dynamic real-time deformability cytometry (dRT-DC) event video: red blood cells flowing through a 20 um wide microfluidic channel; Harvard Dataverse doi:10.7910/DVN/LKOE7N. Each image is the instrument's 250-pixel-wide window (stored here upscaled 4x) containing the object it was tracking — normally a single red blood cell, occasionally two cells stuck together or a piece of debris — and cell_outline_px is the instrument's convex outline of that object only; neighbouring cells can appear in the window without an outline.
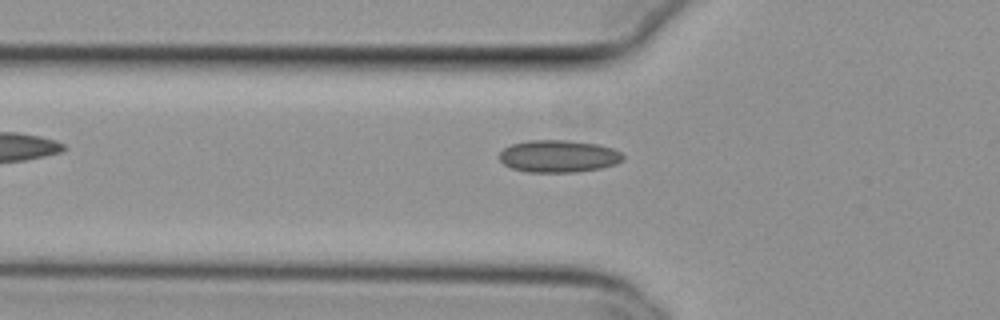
{"species": "common noctule bat (a hibernating species)", "species_latin": "Nyctalus noctula", "temperature_condition": "cold", "stored_images_in_passage": 38, "segment_of_instrument_passage": [1, 2], "camera_frame_rate_fps": 3000, "um_per_image_px": 0.085, "animal": {"sex": "female", "body_mass_g": 29.2, "forearm_length_mm": 56.3}, "frame": {"image": 1, "passage_image": 2, "time_ms": 0.333, "image_size_px": [1000, 320], "cell_outline_px": [[624, 160], [616, 164], [600, 168], [576, 172], [528, 172], [512, 168], [504, 164], [500, 160], [500, 152], [504, 148], [512, 144], [528, 140], [568, 140], [600, 144], [612, 148], [620, 152], [624, 156]], "centroid_in_image_um": [47.5, 13.27], "position_along_channel_um": 78.3, "area_um2": 23.35}}
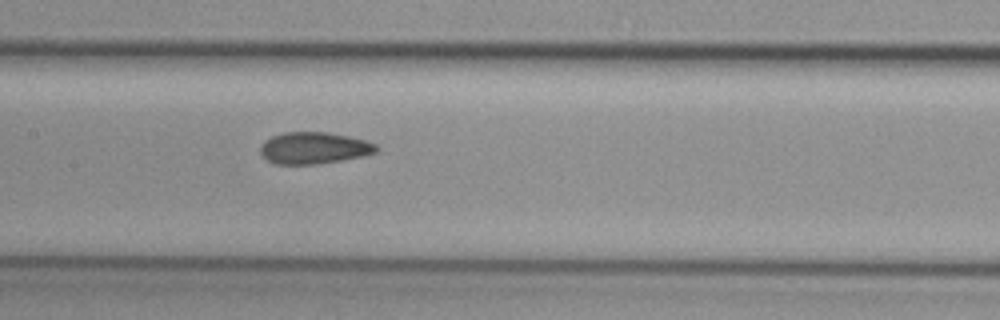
{"frame": {"image": 2, "passage_image": 10, "time_ms": 3.0, "image_size_px": [1000, 320], "cell_outline_px": [[380, 148], [376, 152], [364, 156], [316, 164], [276, 164], [268, 160], [260, 152], [260, 148], [264, 140], [272, 136], [284, 132], [328, 132], [348, 136], [364, 140], [376, 144]], "centroid_in_image_um": [26.69, 12.57], "position_along_channel_um": 180.7, "area_um2": 21.39}}
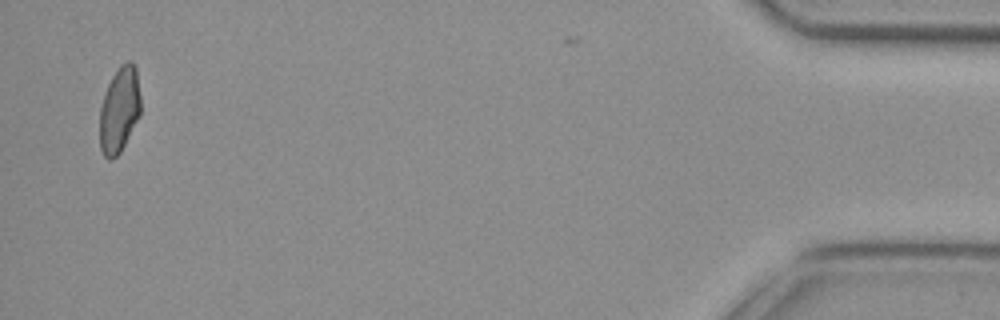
{"frame": {"image": 3, "passage_image": 36, "time_ms": 11.667, "image_size_px": [1000, 320], "cell_outline_px": [[140, 116], [120, 152], [112, 160], [108, 160], [104, 156], [100, 148], [100, 108], [108, 84], [112, 76], [120, 64], [128, 60], [132, 60], [136, 68], [140, 96]], "centroid_in_image_um": [10.15, 9.32], "position_along_channel_um": 425.0, "area_um2": 20.52}}